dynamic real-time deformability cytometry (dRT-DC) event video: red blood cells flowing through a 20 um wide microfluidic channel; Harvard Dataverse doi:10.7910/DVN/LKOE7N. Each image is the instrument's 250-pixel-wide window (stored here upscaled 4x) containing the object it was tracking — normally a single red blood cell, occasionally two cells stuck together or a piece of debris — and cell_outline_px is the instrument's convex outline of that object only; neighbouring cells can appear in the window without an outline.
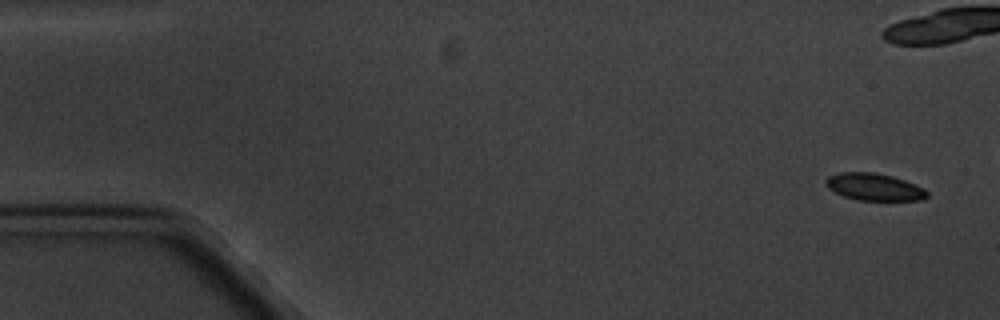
{"species": "common noctule bat (a hibernating species)", "species_latin": "Nyctalus noctula", "temperature_condition": "cold", "stored_images_in_passage": 5, "camera_frame_rate_fps": 3000, "um_per_image_px": 0.085, "animal": {"sex": "male", "body_mass_g": 20.1, "forearm_length_mm": 53.5}, "frame": {"image": 1, "passage_image": 1, "time_ms": 0.0, "image_size_px": [1000, 320], "cell_outline_px": [[928, 196], [924, 200], [856, 200], [844, 196], [828, 188], [824, 184], [824, 180], [828, 176], [840, 172], [872, 172], [892, 176], [904, 180], [924, 188], [928, 192]], "centroid_in_image_um": [74.29, 15.89], "position_along_channel_um": 10.7, "area_um2": 16.07}}